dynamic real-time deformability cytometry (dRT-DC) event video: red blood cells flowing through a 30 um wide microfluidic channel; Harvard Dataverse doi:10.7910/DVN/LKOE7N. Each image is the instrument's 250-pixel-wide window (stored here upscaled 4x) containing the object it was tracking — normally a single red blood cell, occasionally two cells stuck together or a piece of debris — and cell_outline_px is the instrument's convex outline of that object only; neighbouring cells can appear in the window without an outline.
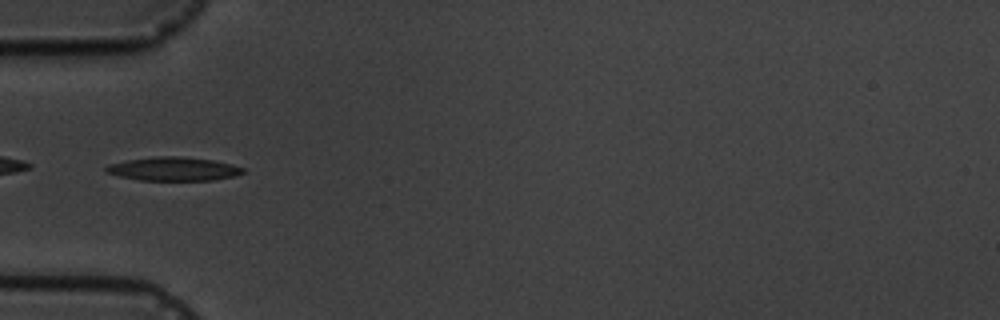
{"species": "common noctule bat (a hibernating species)", "species_latin": "Nyctalus noctula", "temperature_condition": "cold", "stored_images_in_passage": 3, "camera_frame_rate_fps": 3000, "um_per_image_px": 0.085, "animal": {"sex": "male", "body_mass_g": 19.5, "forearm_length_mm": 54.6}, "frame": {"image": 1, "passage_image": 2, "time_ms": 2.0, "image_size_px": [1000, 320], "cell_outline_px": [[244, 172], [232, 176], [212, 180], [140, 180], [120, 176], [104, 172], [104, 168], [108, 164], [128, 160], [156, 156], [184, 156], [212, 160], [232, 164], [244, 168]], "centroid_in_image_um": [14.71, 14.35], "position_along_channel_um": 70.3, "area_um2": 18.79}}
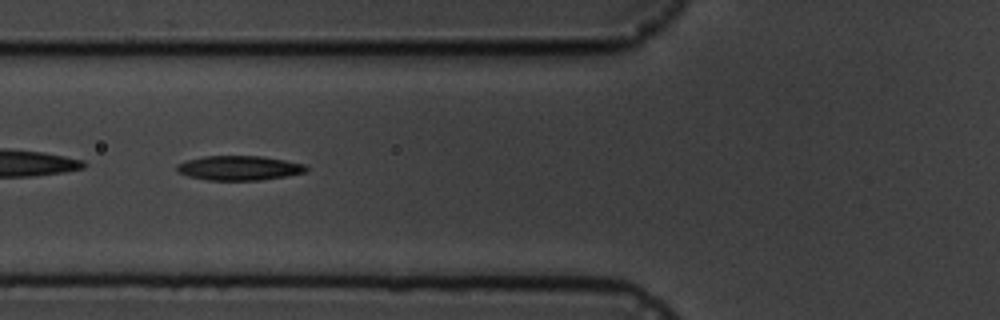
{"frame": {"image": 2, "passage_image": 3, "time_ms": 3.0, "image_size_px": [1000, 320], "cell_outline_px": [[308, 172], [260, 180], [208, 180], [188, 176], [180, 172], [176, 168], [176, 164], [188, 160], [204, 156], [260, 156], [284, 160], [304, 164], [308, 168]], "centroid_in_image_um": [20.34, 14.28], "position_along_channel_um": 105.5, "area_um2": 18.32}}